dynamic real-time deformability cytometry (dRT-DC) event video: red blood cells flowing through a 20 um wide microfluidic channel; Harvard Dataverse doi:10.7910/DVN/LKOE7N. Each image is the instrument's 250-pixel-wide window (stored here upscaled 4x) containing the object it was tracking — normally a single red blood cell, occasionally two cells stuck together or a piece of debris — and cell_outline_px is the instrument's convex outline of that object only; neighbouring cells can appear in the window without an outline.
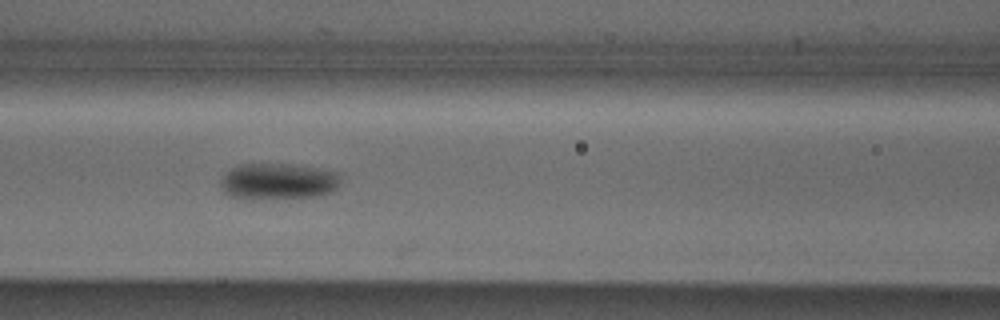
{"species": "Egyptian fruit bat (a non-hibernating species)", "species_latin": "Rousettus aegyptiacus", "temperature_condition": "cold", "stored_images_in_passage": 7, "camera_frame_rate_fps": 3000, "um_per_image_px": 0.085, "animal": {"sex": "male"}, "frame": {"image": 1, "passage_image": 6, "time_ms": 1.667, "image_size_px": [1000, 320], "cell_outline_px": [[340, 180], [336, 188], [332, 192], [316, 196], [228, 196], [224, 192], [220, 184], [220, 176], [224, 172], [236, 164], [292, 164], [340, 172]], "centroid_in_image_um": [23.63, 15.35], "position_along_channel_um": 143.0, "area_um2": 24.68}}
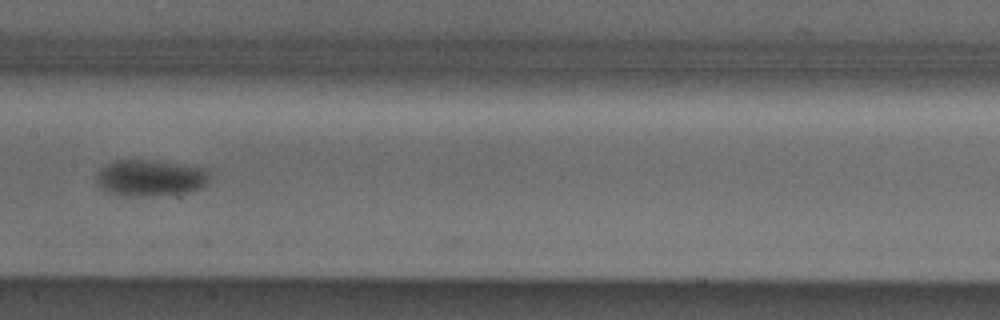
{"frame": {"image": 2, "passage_image": 7, "time_ms": 2.0, "image_size_px": [1000, 320], "cell_outline_px": [[212, 168], [208, 180], [204, 188], [188, 192], [140, 196], [120, 196], [108, 192], [100, 188], [96, 184], [96, 172], [104, 164], [112, 160], [148, 160]], "centroid_in_image_um": [12.77, 15.11], "position_along_channel_um": 194.6, "area_um2": 24.57}}